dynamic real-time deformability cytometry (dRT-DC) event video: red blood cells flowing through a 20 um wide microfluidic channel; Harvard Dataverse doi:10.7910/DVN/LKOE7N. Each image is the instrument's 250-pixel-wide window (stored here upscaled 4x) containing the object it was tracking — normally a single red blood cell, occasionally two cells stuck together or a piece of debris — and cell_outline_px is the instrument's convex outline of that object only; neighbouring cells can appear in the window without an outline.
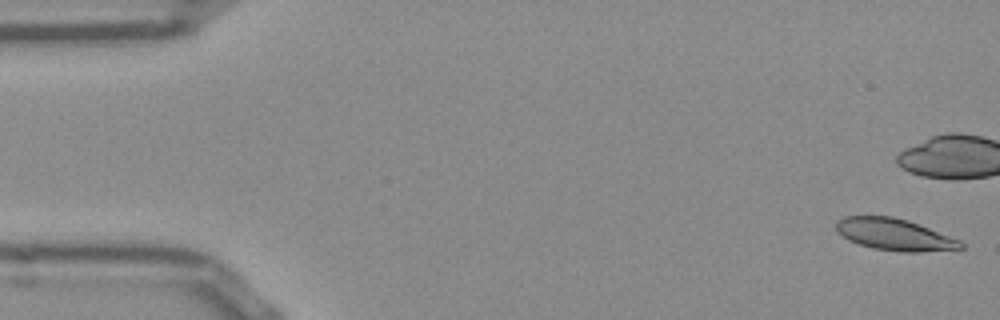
{"species": "Egyptian fruit bat (a non-hibernating species)", "species_latin": "Rousettus aegyptiacus", "temperature_condition": "room temperature", "stored_images_in_passage": 49, "camera_frame_rate_fps": 3000, "um_per_image_px": 0.085, "frame": {"image": 1, "passage_image": 1, "time_ms": 0.0, "image_size_px": [1000, 320], "cell_outline_px": [[964, 248], [916, 252], [900, 252], [872, 248], [848, 240], [836, 232], [836, 220], [844, 216], [892, 216], [908, 220], [960, 240], [964, 244]], "centroid_in_image_um": [75.99, 19.93], "position_along_channel_um": 9.0, "area_um2": 23.06}}
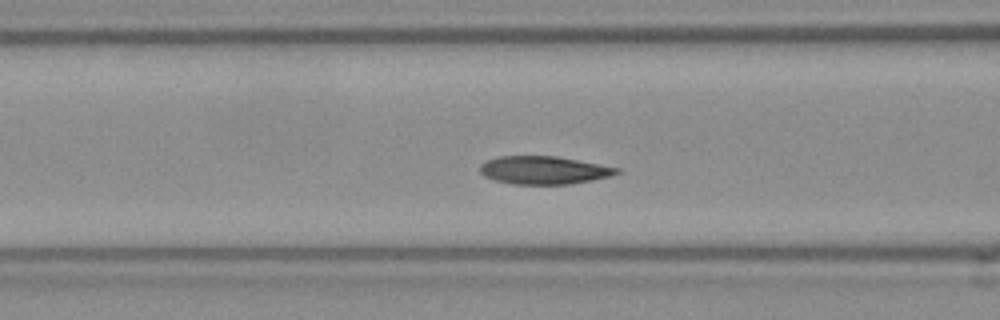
{"frame": {"image": 2, "passage_image": 17, "time_ms": 5.333, "image_size_px": [1000, 320], "cell_outline_px": [[620, 172], [608, 176], [592, 180], [572, 184], [512, 184], [496, 180], [484, 176], [480, 172], [480, 164], [484, 160], [496, 156], [556, 156], [620, 168]], "centroid_in_image_um": [46.17, 14.46], "position_along_channel_um": 120.4, "area_um2": 22.31}}
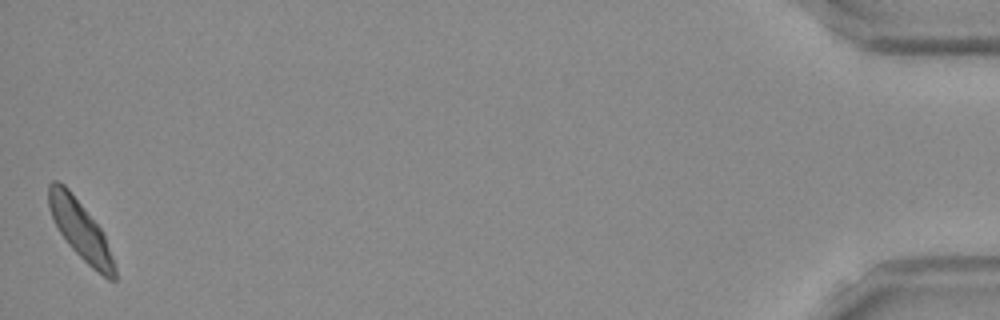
{"frame": {"image": 3, "passage_image": 49, "time_ms": 16.0, "image_size_px": [1000, 320], "cell_outline_px": [[116, 280], [108, 280], [92, 268], [68, 244], [60, 232], [48, 208], [48, 184], [52, 180], [56, 180], [64, 184], [68, 188], [100, 228], [104, 236], [112, 256], [116, 268]], "centroid_in_image_um": [6.82, 19.54], "position_along_channel_um": 428.4, "area_um2": 22.14}, "authors_computed_cell_mechanics": {"area_um2": 22.831, "velocity_mm_per_s": 3.8102, "shape_relaxation_time_tau1_ms": 3.2348, "shape_relaxation_time_tau2_ms": 2.7153, "deformation_change_tau1": 0.1209, "deformation_change_tau2": 0.0588}}